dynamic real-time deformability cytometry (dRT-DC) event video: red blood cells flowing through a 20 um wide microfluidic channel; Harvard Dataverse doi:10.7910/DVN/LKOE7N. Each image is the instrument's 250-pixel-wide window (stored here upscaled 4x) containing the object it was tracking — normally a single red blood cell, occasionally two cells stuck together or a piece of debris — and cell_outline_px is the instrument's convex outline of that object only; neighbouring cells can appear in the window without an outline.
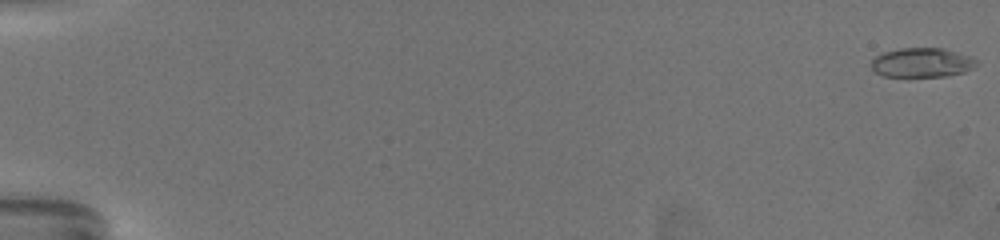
{"species": "common noctule bat (a hibernating species)", "species_latin": "Nyctalus noctula", "temperature_condition": "warm", "stored_images_in_passage": 64, "camera_frame_rate_fps": 3000, "um_per_image_px": 0.085, "animal": {"sex": "female", "body_mass_g": 19.5, "forearm_length_mm": 54.1}, "frame": {"image": 1, "passage_image": 1, "time_ms": 0.0, "image_size_px": [1000, 240], "cell_outline_px": [[980, 64], [964, 72], [944, 76], [884, 76], [876, 72], [868, 64], [876, 56], [884, 52], [900, 48], [944, 48], [972, 56]], "centroid_in_image_um": [78.38, 5.31], "position_along_channel_um": 6.6, "area_um2": 18.09}}
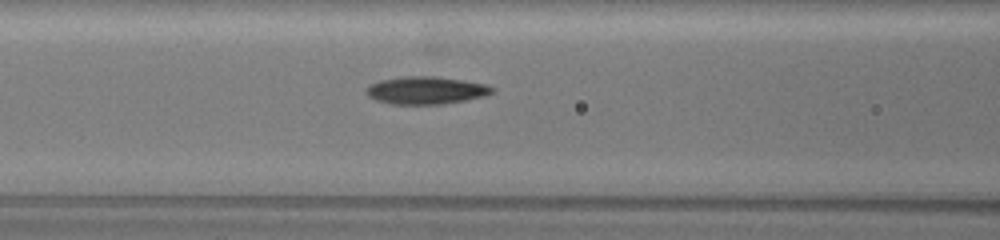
{"frame": {"image": 2, "passage_image": 30, "time_ms": 9.667, "image_size_px": [1000, 240], "cell_outline_px": [[492, 92], [484, 96], [444, 104], [388, 104], [376, 100], [368, 96], [364, 92], [372, 84], [380, 80], [404, 76], [436, 76], [464, 80], [484, 84], [492, 88]], "centroid_in_image_um": [36.17, 7.68], "position_along_channel_um": 130.4, "area_um2": 20.11}}
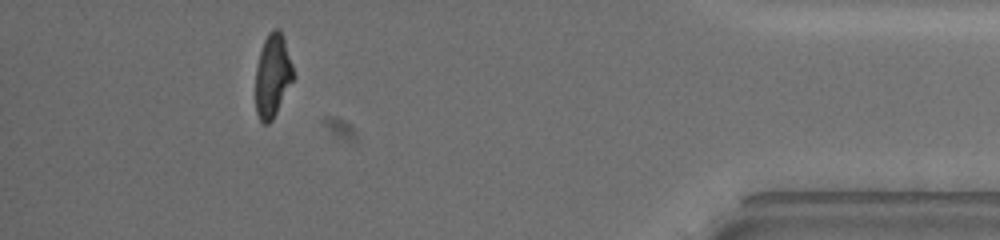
{"frame": {"image": 3, "passage_image": 59, "time_ms": 19.333, "image_size_px": [1000, 240], "cell_outline_px": [[296, 76], [272, 120], [268, 124], [264, 124], [260, 120], [256, 112], [256, 68], [260, 52], [264, 40], [268, 32], [272, 28], [280, 28], [284, 36]], "centroid_in_image_um": [23.2, 6.39], "position_along_channel_um": 412.0, "area_um2": 18.61}, "authors_computed_cell_mechanics": {"area_um2": 19.074, "velocity_mm_per_s": 3.4007, "shape_relaxation_time_tau1_ms": 5.8731, "shape_relaxation_time_tau2_ms": 2.1962, "deformation_change_tau1": 0.2188, "deformation_change_tau2": 0.0893}}